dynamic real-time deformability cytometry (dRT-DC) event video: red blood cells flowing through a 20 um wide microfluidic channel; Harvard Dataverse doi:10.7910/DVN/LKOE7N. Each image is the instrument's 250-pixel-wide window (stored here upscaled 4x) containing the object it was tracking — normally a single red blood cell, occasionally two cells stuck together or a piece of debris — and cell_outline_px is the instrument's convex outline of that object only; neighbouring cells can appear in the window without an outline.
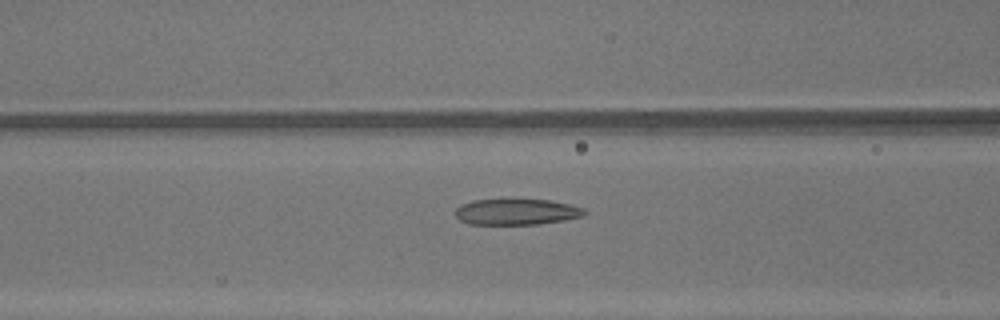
{"species": "common noctule bat (a hibernating species)", "species_latin": "Nyctalus noctula", "temperature_condition": "warm", "stored_images_in_passage": 45, "camera_frame_rate_fps": 3000, "um_per_image_px": 0.085, "animal": {"sex": "male", "body_mass_g": 13.3}, "frame": {"image": 1, "passage_image": 17, "time_ms": 5.333, "image_size_px": [1000, 320], "cell_outline_px": [[588, 212], [584, 216], [564, 220], [540, 224], [468, 224], [460, 220], [456, 216], [456, 208], [460, 204], [472, 200], [548, 200], [572, 204], [584, 208]], "centroid_in_image_um": [43.94, 18.01], "position_along_channel_um": 122.7, "area_um2": 19.59}}
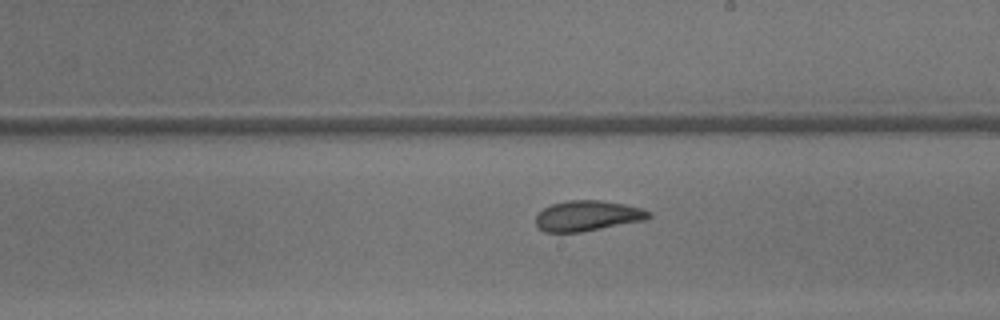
{"frame": {"image": 2, "passage_image": 25, "time_ms": 8.0, "image_size_px": [1000, 320], "cell_outline_px": [[652, 216], [644, 220], [580, 232], [544, 232], [536, 224], [536, 216], [544, 208], [552, 204], [568, 200], [600, 200], [624, 204], [640, 208], [652, 212]], "centroid_in_image_um": [49.94, 18.34], "position_along_channel_um": 239.1, "area_um2": 19.83}}
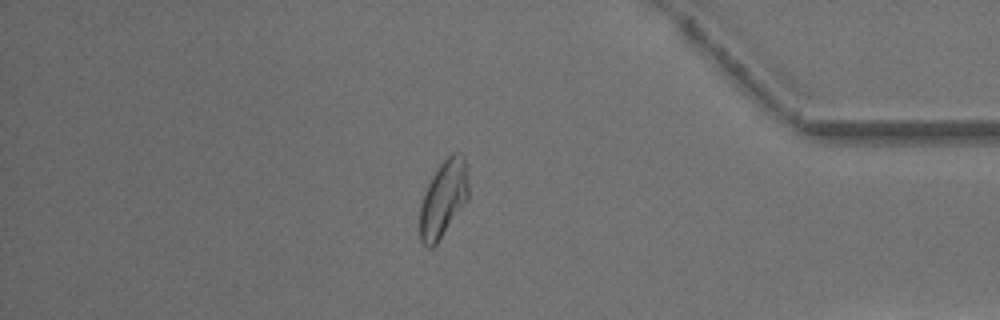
{"frame": {"image": 3, "passage_image": 38, "time_ms": 12.333, "image_size_px": [1000, 320], "cell_outline_px": [[468, 200], [436, 244], [432, 248], [428, 248], [420, 240], [420, 208], [428, 184], [432, 176], [440, 164], [452, 152], [460, 152], [464, 156], [468, 180]], "centroid_in_image_um": [37.7, 16.89], "position_along_channel_um": 397.5, "area_um2": 21.56}, "authors_computed_cell_mechanics": {"area_um2": 21.7328, "velocity_mm_per_s": 4.3705, "shape_relaxation_time_tau1_ms": null, "shape_relaxation_time_tau2_ms": 2.2846, "deformation_change_tau1": null, "deformation_change_tau2": 0.0953}}